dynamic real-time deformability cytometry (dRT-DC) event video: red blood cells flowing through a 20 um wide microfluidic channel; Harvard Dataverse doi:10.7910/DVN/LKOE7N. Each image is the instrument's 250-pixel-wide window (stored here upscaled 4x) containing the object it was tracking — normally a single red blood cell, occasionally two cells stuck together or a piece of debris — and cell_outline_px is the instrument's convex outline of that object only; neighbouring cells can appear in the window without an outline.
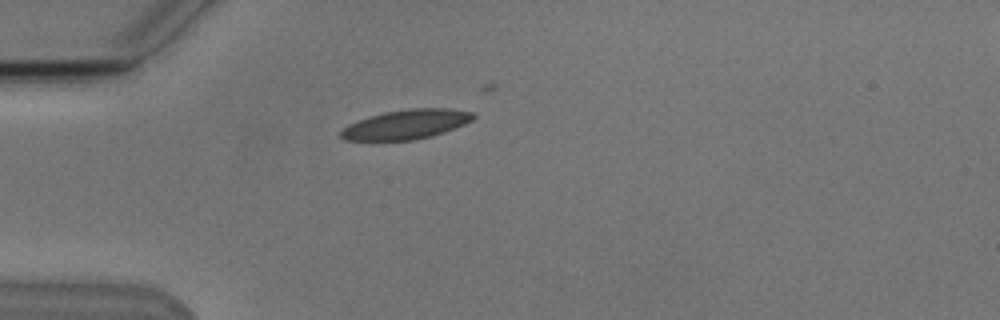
{"species": "Egyptian fruit bat (a non-hibernating species)", "species_latin": "Rousettus aegyptiacus", "temperature_condition": "cold", "stored_images_in_passage": 2, "camera_frame_rate_fps": 3000, "um_per_image_px": 0.085, "animal": {"sex": "male"}, "frame": {"image": 1, "passage_image": 1, "time_ms": 0.0, "image_size_px": [1000, 320], "cell_outline_px": [[476, 116], [472, 120], [464, 124], [444, 132], [432, 136], [412, 140], [344, 140], [340, 136], [340, 132], [348, 124], [384, 112], [412, 108], [448, 108], [472, 112]], "centroid_in_image_um": [34.55, 10.57], "position_along_channel_um": 50.5, "area_um2": 22.48}}